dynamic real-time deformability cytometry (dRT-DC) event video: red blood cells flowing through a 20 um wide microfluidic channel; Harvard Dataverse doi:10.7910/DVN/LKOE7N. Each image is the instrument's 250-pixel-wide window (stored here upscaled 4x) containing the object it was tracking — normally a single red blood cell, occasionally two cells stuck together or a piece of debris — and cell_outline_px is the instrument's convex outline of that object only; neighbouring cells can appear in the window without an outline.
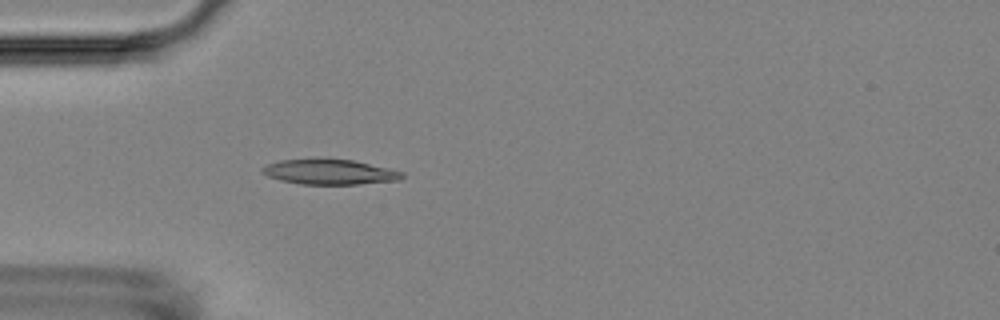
{"species": "Egyptian fruit bat (a non-hibernating species)", "species_latin": "Rousettus aegyptiacus", "temperature_condition": "room temperature", "stored_images_in_passage": 4, "camera_frame_rate_fps": 3000, "um_per_image_px": 0.085, "animal": {"sex": "female"}, "frame": {"image": 1, "passage_image": 4, "time_ms": 3.667, "image_size_px": [1000, 320], "cell_outline_px": [[404, 176], [400, 180], [360, 184], [300, 184], [280, 180], [268, 176], [260, 172], [260, 168], [268, 164], [280, 160], [316, 156], [352, 160], [388, 168], [404, 172]], "centroid_in_image_um": [27.96, 14.58], "position_along_channel_um": 57.0, "area_um2": 21.15}}